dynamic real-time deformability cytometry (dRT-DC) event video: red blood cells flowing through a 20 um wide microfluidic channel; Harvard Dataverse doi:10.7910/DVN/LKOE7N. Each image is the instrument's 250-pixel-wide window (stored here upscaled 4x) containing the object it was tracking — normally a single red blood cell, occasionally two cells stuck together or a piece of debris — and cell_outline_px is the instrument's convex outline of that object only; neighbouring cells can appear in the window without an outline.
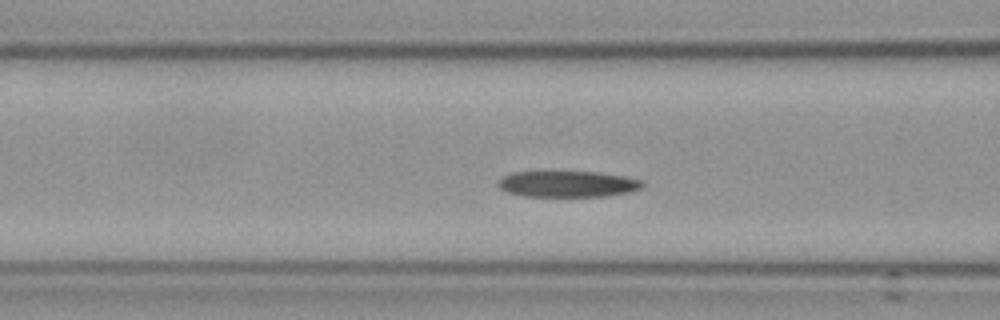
{"species": "Egyptian fruit bat (a non-hibernating species)", "species_latin": "Rousettus aegyptiacus", "temperature_condition": "cold", "stored_images_in_passage": 42, "camera_frame_rate_fps": 3000, "um_per_image_px": 0.085, "frame": {"image": 1, "passage_image": 19, "time_ms": 6.0, "image_size_px": [1000, 320], "cell_outline_px": [[644, 188], [632, 192], [604, 196], [524, 196], [508, 192], [500, 188], [496, 184], [504, 176], [512, 172], [596, 172], [624, 176], [644, 180]], "centroid_in_image_um": [48.32, 15.64], "position_along_channel_um": 118.3, "area_um2": 22.02}, "authors_computed_cell_mechanics": {"area_um2": 23.0333, "velocity_mm_per_s": 3.5889, "shape_relaxation_time_tau1_ms": 5.1941, "shape_relaxation_time_tau2_ms": 2.1493, "deformation_change_tau1": 0.1352, "deformation_change_tau2": 0.106}}